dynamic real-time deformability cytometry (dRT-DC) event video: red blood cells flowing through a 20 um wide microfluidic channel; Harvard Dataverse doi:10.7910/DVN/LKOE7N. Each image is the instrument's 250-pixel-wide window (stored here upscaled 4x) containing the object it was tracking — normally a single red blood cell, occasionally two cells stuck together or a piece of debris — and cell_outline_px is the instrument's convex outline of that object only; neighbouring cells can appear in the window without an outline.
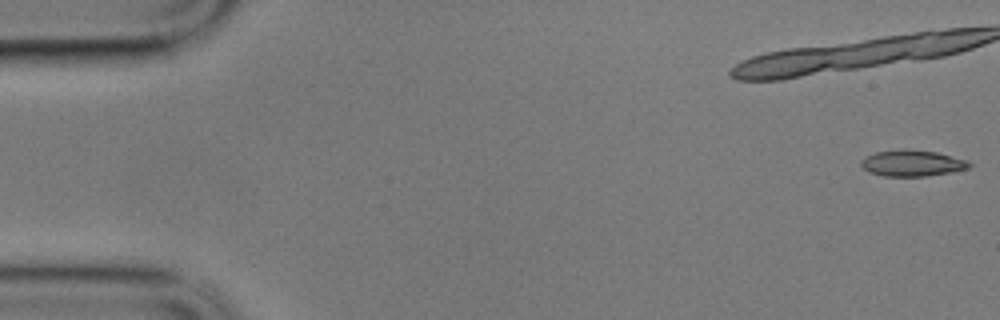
{"species": "common noctule bat (a hibernating species)", "species_latin": "Nyctalus noctula", "temperature_condition": "cold", "stored_images_in_passage": 21, "camera_frame_rate_fps": 3000, "um_per_image_px": 0.085, "animal": {"sex": "male", "body_mass_g": 17.9}, "frame": {"image": 1, "passage_image": 1, "time_ms": 0.0, "image_size_px": [1000, 320], "cell_outline_px": [[972, 164], [968, 168], [952, 172], [924, 176], [884, 176], [868, 172], [860, 164], [860, 160], [876, 152], [936, 152], [968, 160]], "centroid_in_image_um": [77.57, 13.92], "position_along_channel_um": 7.4, "area_um2": 15.66}}